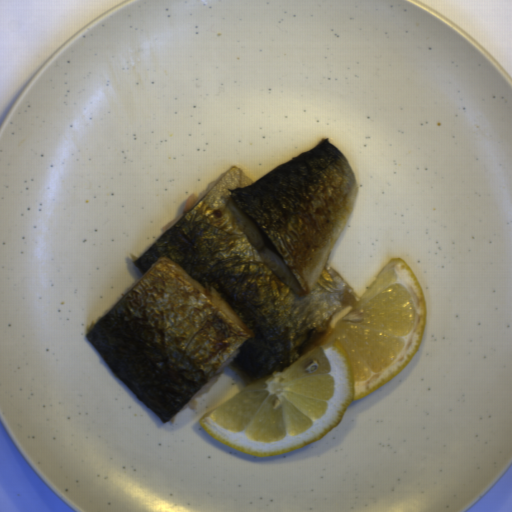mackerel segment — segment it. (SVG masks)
<instances>
[{
    "mask_svg": "<svg viewBox=\"0 0 512 512\" xmlns=\"http://www.w3.org/2000/svg\"><path fill=\"white\" fill-rule=\"evenodd\" d=\"M358 187L328 138L255 181L233 165L135 259L140 278L88 342L163 423L224 368L247 388L287 369L357 303L329 261Z\"/></svg>",
    "mask_w": 512,
    "mask_h": 512,
    "instance_id": "1",
    "label": "mackerel segment"
}]
</instances>
